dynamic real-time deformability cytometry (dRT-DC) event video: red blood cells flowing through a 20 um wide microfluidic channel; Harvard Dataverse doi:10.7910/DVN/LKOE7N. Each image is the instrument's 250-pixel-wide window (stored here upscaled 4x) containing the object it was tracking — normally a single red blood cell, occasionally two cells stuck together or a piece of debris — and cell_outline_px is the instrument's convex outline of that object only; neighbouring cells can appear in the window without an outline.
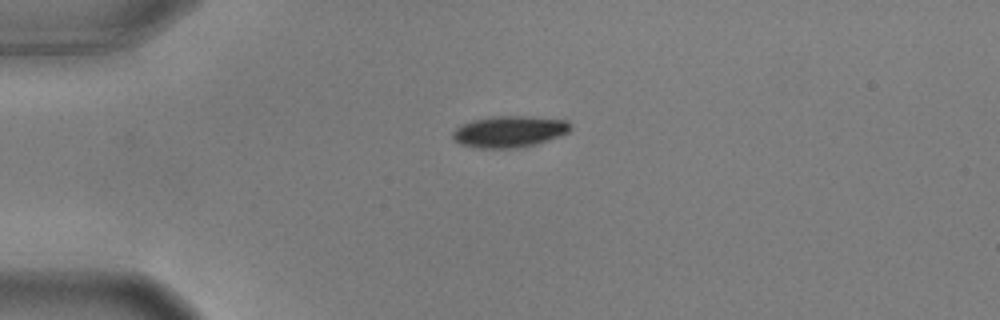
{"species": "common noctule bat (a hibernating species)", "species_latin": "Nyctalus noctula", "temperature_condition": "warm", "stored_images_in_passage": 40, "camera_frame_rate_fps": 3000, "um_per_image_px": 0.085, "animal": {"sex": "male", "body_mass_g": 17.9, "forearm_length_mm": 54.2}, "frame": {"image": 1, "passage_image": 1, "time_ms": 0.0, "image_size_px": [1000, 320], "cell_outline_px": [[572, 128], [568, 132], [536, 144], [516, 148], [476, 148], [460, 144], [452, 136], [452, 132], [460, 124], [472, 120], [492, 116], [532, 116], [568, 120]], "centroid_in_image_um": [43.28, 11.17], "position_along_channel_um": 41.7, "area_um2": 21.68}}
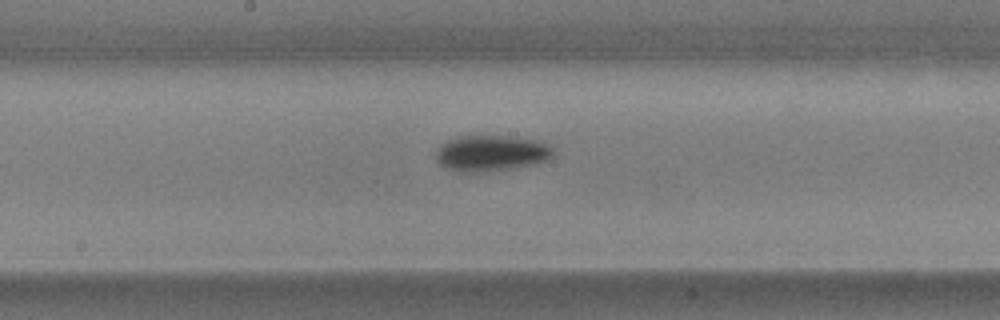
{"frame": {"image": 2, "passage_image": 17, "time_ms": 5.333, "image_size_px": [1000, 320], "cell_outline_px": [[556, 152], [548, 160], [532, 164], [512, 168], [484, 172], [460, 172], [444, 168], [436, 160], [436, 152], [440, 144], [448, 140], [460, 136], [508, 136], [536, 140], [548, 144], [556, 148]], "centroid_in_image_um": [41.76, 13.02], "position_along_channel_um": 206.4, "area_um2": 24.8}}
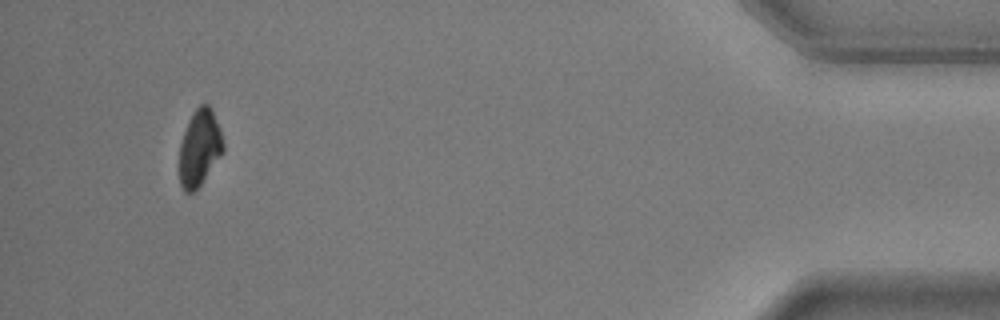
{"frame": {"image": 3, "passage_image": 40, "time_ms": 13.0, "image_size_px": [1000, 320], "cell_outline_px": [[224, 152], [200, 184], [192, 192], [184, 192], [180, 184], [180, 144], [184, 132], [192, 112], [200, 104], [208, 104], [212, 108], [220, 128], [224, 144]], "centroid_in_image_um": [16.98, 12.53], "position_along_channel_um": 418.2, "area_um2": 19.42}, "authors_computed_cell_mechanics": {"area_um2": 22.8599, "velocity_mm_per_s": 3.6273, "shape_relaxation_time_tau1_ms": 2.593, "shape_relaxation_time_tau2_ms": null, "deformation_change_tau1": 0.133, "deformation_change_tau2": null}}